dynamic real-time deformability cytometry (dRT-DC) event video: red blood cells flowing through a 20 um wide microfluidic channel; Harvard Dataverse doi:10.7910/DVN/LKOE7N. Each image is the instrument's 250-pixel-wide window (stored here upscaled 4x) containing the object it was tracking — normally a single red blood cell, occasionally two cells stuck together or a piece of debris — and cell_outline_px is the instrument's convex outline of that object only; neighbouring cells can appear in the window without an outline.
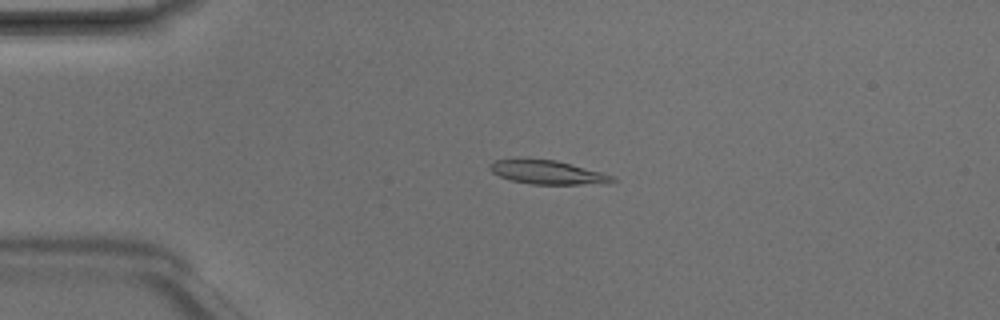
{"species": "Egyptian fruit bat (a non-hibernating species)", "species_latin": "Rousettus aegyptiacus", "temperature_condition": "room temperature", "stored_images_in_passage": 5, "camera_frame_rate_fps": 3000, "um_per_image_px": 0.085, "animal": {"sex": "male"}, "frame": {"image": 1, "passage_image": 3, "time_ms": 0.667, "image_size_px": [1000, 320], "cell_outline_px": [[620, 180], [608, 184], [532, 184], [512, 180], [500, 176], [492, 172], [488, 168], [488, 164], [496, 160], [556, 160], [616, 176]], "centroid_in_image_um": [46.65, 14.67], "position_along_channel_um": 38.4, "area_um2": 16.82}}